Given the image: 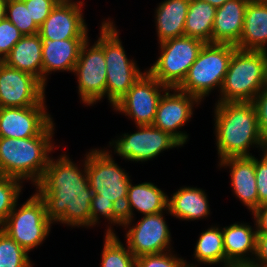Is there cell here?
<instances>
[{
	"label": "cell",
	"mask_w": 267,
	"mask_h": 267,
	"mask_svg": "<svg viewBox=\"0 0 267 267\" xmlns=\"http://www.w3.org/2000/svg\"><path fill=\"white\" fill-rule=\"evenodd\" d=\"M84 172V173H83ZM36 193L45 204L47 217L71 227H91V200L93 191L89 187L86 172L78 169L66 155L49 160L44 174L35 185Z\"/></svg>",
	"instance_id": "obj_1"
},
{
	"label": "cell",
	"mask_w": 267,
	"mask_h": 267,
	"mask_svg": "<svg viewBox=\"0 0 267 267\" xmlns=\"http://www.w3.org/2000/svg\"><path fill=\"white\" fill-rule=\"evenodd\" d=\"M215 134L218 157H251L250 146L265 150L267 143L260 134L256 109L252 102H216Z\"/></svg>",
	"instance_id": "obj_2"
},
{
	"label": "cell",
	"mask_w": 267,
	"mask_h": 267,
	"mask_svg": "<svg viewBox=\"0 0 267 267\" xmlns=\"http://www.w3.org/2000/svg\"><path fill=\"white\" fill-rule=\"evenodd\" d=\"M54 123L52 122L39 136L29 138L0 137V174L36 185L48 166Z\"/></svg>",
	"instance_id": "obj_3"
},
{
	"label": "cell",
	"mask_w": 267,
	"mask_h": 267,
	"mask_svg": "<svg viewBox=\"0 0 267 267\" xmlns=\"http://www.w3.org/2000/svg\"><path fill=\"white\" fill-rule=\"evenodd\" d=\"M266 51L236 49L220 90L218 102H252L262 90Z\"/></svg>",
	"instance_id": "obj_4"
},
{
	"label": "cell",
	"mask_w": 267,
	"mask_h": 267,
	"mask_svg": "<svg viewBox=\"0 0 267 267\" xmlns=\"http://www.w3.org/2000/svg\"><path fill=\"white\" fill-rule=\"evenodd\" d=\"M96 41L104 50L106 62V95L114 106L144 73L136 62L127 58L112 21H103Z\"/></svg>",
	"instance_id": "obj_5"
},
{
	"label": "cell",
	"mask_w": 267,
	"mask_h": 267,
	"mask_svg": "<svg viewBox=\"0 0 267 267\" xmlns=\"http://www.w3.org/2000/svg\"><path fill=\"white\" fill-rule=\"evenodd\" d=\"M236 49V46L231 44L205 43L185 79L177 88L197 97L200 101L215 87L221 90Z\"/></svg>",
	"instance_id": "obj_6"
},
{
	"label": "cell",
	"mask_w": 267,
	"mask_h": 267,
	"mask_svg": "<svg viewBox=\"0 0 267 267\" xmlns=\"http://www.w3.org/2000/svg\"><path fill=\"white\" fill-rule=\"evenodd\" d=\"M85 156L88 184L93 193L99 199L111 200L123 211L131 182L128 173L115 163L110 151L93 149Z\"/></svg>",
	"instance_id": "obj_7"
},
{
	"label": "cell",
	"mask_w": 267,
	"mask_h": 267,
	"mask_svg": "<svg viewBox=\"0 0 267 267\" xmlns=\"http://www.w3.org/2000/svg\"><path fill=\"white\" fill-rule=\"evenodd\" d=\"M52 223L43 200L35 193L19 209L16 202L1 229L30 252L47 238Z\"/></svg>",
	"instance_id": "obj_8"
},
{
	"label": "cell",
	"mask_w": 267,
	"mask_h": 267,
	"mask_svg": "<svg viewBox=\"0 0 267 267\" xmlns=\"http://www.w3.org/2000/svg\"><path fill=\"white\" fill-rule=\"evenodd\" d=\"M204 42L189 36L176 37L160 43L161 55L147 70L169 88H177L195 62Z\"/></svg>",
	"instance_id": "obj_9"
},
{
	"label": "cell",
	"mask_w": 267,
	"mask_h": 267,
	"mask_svg": "<svg viewBox=\"0 0 267 267\" xmlns=\"http://www.w3.org/2000/svg\"><path fill=\"white\" fill-rule=\"evenodd\" d=\"M168 88L146 71L113 108L132 118L136 125H152L159 101Z\"/></svg>",
	"instance_id": "obj_10"
},
{
	"label": "cell",
	"mask_w": 267,
	"mask_h": 267,
	"mask_svg": "<svg viewBox=\"0 0 267 267\" xmlns=\"http://www.w3.org/2000/svg\"><path fill=\"white\" fill-rule=\"evenodd\" d=\"M139 130L133 134H122L123 137L109 142L115 147L114 152L129 161L145 162L162 151L182 146L170 134L153 125H137ZM112 144V145H111Z\"/></svg>",
	"instance_id": "obj_11"
},
{
	"label": "cell",
	"mask_w": 267,
	"mask_h": 267,
	"mask_svg": "<svg viewBox=\"0 0 267 267\" xmlns=\"http://www.w3.org/2000/svg\"><path fill=\"white\" fill-rule=\"evenodd\" d=\"M83 43L74 73L78 78L79 97L87 105L96 104L106 96V62L103 48L95 42Z\"/></svg>",
	"instance_id": "obj_12"
},
{
	"label": "cell",
	"mask_w": 267,
	"mask_h": 267,
	"mask_svg": "<svg viewBox=\"0 0 267 267\" xmlns=\"http://www.w3.org/2000/svg\"><path fill=\"white\" fill-rule=\"evenodd\" d=\"M45 105V85L35 76L0 61V108Z\"/></svg>",
	"instance_id": "obj_13"
},
{
	"label": "cell",
	"mask_w": 267,
	"mask_h": 267,
	"mask_svg": "<svg viewBox=\"0 0 267 267\" xmlns=\"http://www.w3.org/2000/svg\"><path fill=\"white\" fill-rule=\"evenodd\" d=\"M170 90H174L171 94ZM201 101L178 88H168L162 95L157 110L153 126L174 137L182 146L187 142L188 135L177 129L185 125L191 118L194 104Z\"/></svg>",
	"instance_id": "obj_14"
},
{
	"label": "cell",
	"mask_w": 267,
	"mask_h": 267,
	"mask_svg": "<svg viewBox=\"0 0 267 267\" xmlns=\"http://www.w3.org/2000/svg\"><path fill=\"white\" fill-rule=\"evenodd\" d=\"M162 213L144 215L127 228V246L135 258L170 251L171 233Z\"/></svg>",
	"instance_id": "obj_15"
},
{
	"label": "cell",
	"mask_w": 267,
	"mask_h": 267,
	"mask_svg": "<svg viewBox=\"0 0 267 267\" xmlns=\"http://www.w3.org/2000/svg\"><path fill=\"white\" fill-rule=\"evenodd\" d=\"M82 1L59 2L39 27L41 38L54 40L87 39L88 28L82 13Z\"/></svg>",
	"instance_id": "obj_16"
},
{
	"label": "cell",
	"mask_w": 267,
	"mask_h": 267,
	"mask_svg": "<svg viewBox=\"0 0 267 267\" xmlns=\"http://www.w3.org/2000/svg\"><path fill=\"white\" fill-rule=\"evenodd\" d=\"M45 106L1 107L0 137L29 138L39 136L53 121Z\"/></svg>",
	"instance_id": "obj_17"
},
{
	"label": "cell",
	"mask_w": 267,
	"mask_h": 267,
	"mask_svg": "<svg viewBox=\"0 0 267 267\" xmlns=\"http://www.w3.org/2000/svg\"><path fill=\"white\" fill-rule=\"evenodd\" d=\"M247 224L234 223L222 229L225 267H249L252 264L256 254L257 230ZM249 253L254 255L251 259L247 256Z\"/></svg>",
	"instance_id": "obj_18"
},
{
	"label": "cell",
	"mask_w": 267,
	"mask_h": 267,
	"mask_svg": "<svg viewBox=\"0 0 267 267\" xmlns=\"http://www.w3.org/2000/svg\"><path fill=\"white\" fill-rule=\"evenodd\" d=\"M87 39L50 40L42 41V83L46 86L48 73L52 71L73 72L79 59L83 43Z\"/></svg>",
	"instance_id": "obj_19"
},
{
	"label": "cell",
	"mask_w": 267,
	"mask_h": 267,
	"mask_svg": "<svg viewBox=\"0 0 267 267\" xmlns=\"http://www.w3.org/2000/svg\"><path fill=\"white\" fill-rule=\"evenodd\" d=\"M219 165L231 168V186L234 194L253 213L258 208L255 157H229L220 160Z\"/></svg>",
	"instance_id": "obj_20"
},
{
	"label": "cell",
	"mask_w": 267,
	"mask_h": 267,
	"mask_svg": "<svg viewBox=\"0 0 267 267\" xmlns=\"http://www.w3.org/2000/svg\"><path fill=\"white\" fill-rule=\"evenodd\" d=\"M248 2L249 0H230L216 9L211 43L238 45Z\"/></svg>",
	"instance_id": "obj_21"
},
{
	"label": "cell",
	"mask_w": 267,
	"mask_h": 267,
	"mask_svg": "<svg viewBox=\"0 0 267 267\" xmlns=\"http://www.w3.org/2000/svg\"><path fill=\"white\" fill-rule=\"evenodd\" d=\"M168 196L153 183L144 182L138 185L129 183L127 192V201L123 208L124 224L127 228L133 221V209L138 212L149 215L161 213L167 210Z\"/></svg>",
	"instance_id": "obj_22"
},
{
	"label": "cell",
	"mask_w": 267,
	"mask_h": 267,
	"mask_svg": "<svg viewBox=\"0 0 267 267\" xmlns=\"http://www.w3.org/2000/svg\"><path fill=\"white\" fill-rule=\"evenodd\" d=\"M267 0H249L237 49L266 51Z\"/></svg>",
	"instance_id": "obj_23"
},
{
	"label": "cell",
	"mask_w": 267,
	"mask_h": 267,
	"mask_svg": "<svg viewBox=\"0 0 267 267\" xmlns=\"http://www.w3.org/2000/svg\"><path fill=\"white\" fill-rule=\"evenodd\" d=\"M3 62L20 71L32 74L42 82V41L40 35L23 36Z\"/></svg>",
	"instance_id": "obj_24"
},
{
	"label": "cell",
	"mask_w": 267,
	"mask_h": 267,
	"mask_svg": "<svg viewBox=\"0 0 267 267\" xmlns=\"http://www.w3.org/2000/svg\"><path fill=\"white\" fill-rule=\"evenodd\" d=\"M170 215L180 220H198L210 215L208 198L200 188L181 187L167 203Z\"/></svg>",
	"instance_id": "obj_25"
},
{
	"label": "cell",
	"mask_w": 267,
	"mask_h": 267,
	"mask_svg": "<svg viewBox=\"0 0 267 267\" xmlns=\"http://www.w3.org/2000/svg\"><path fill=\"white\" fill-rule=\"evenodd\" d=\"M190 0H164L156 9L158 43L184 36Z\"/></svg>",
	"instance_id": "obj_26"
},
{
	"label": "cell",
	"mask_w": 267,
	"mask_h": 267,
	"mask_svg": "<svg viewBox=\"0 0 267 267\" xmlns=\"http://www.w3.org/2000/svg\"><path fill=\"white\" fill-rule=\"evenodd\" d=\"M216 9L204 1L190 0L184 27L185 36L211 43Z\"/></svg>",
	"instance_id": "obj_27"
},
{
	"label": "cell",
	"mask_w": 267,
	"mask_h": 267,
	"mask_svg": "<svg viewBox=\"0 0 267 267\" xmlns=\"http://www.w3.org/2000/svg\"><path fill=\"white\" fill-rule=\"evenodd\" d=\"M194 257L198 263L211 265L222 262L225 267L222 229L213 226L202 232L195 246Z\"/></svg>",
	"instance_id": "obj_28"
},
{
	"label": "cell",
	"mask_w": 267,
	"mask_h": 267,
	"mask_svg": "<svg viewBox=\"0 0 267 267\" xmlns=\"http://www.w3.org/2000/svg\"><path fill=\"white\" fill-rule=\"evenodd\" d=\"M111 228L110 226L105 233L101 267H135L136 258L128 246L124 247Z\"/></svg>",
	"instance_id": "obj_29"
},
{
	"label": "cell",
	"mask_w": 267,
	"mask_h": 267,
	"mask_svg": "<svg viewBox=\"0 0 267 267\" xmlns=\"http://www.w3.org/2000/svg\"><path fill=\"white\" fill-rule=\"evenodd\" d=\"M0 267H32L26 252L0 228Z\"/></svg>",
	"instance_id": "obj_30"
},
{
	"label": "cell",
	"mask_w": 267,
	"mask_h": 267,
	"mask_svg": "<svg viewBox=\"0 0 267 267\" xmlns=\"http://www.w3.org/2000/svg\"><path fill=\"white\" fill-rule=\"evenodd\" d=\"M22 182L20 179L0 174V228L18 202Z\"/></svg>",
	"instance_id": "obj_31"
},
{
	"label": "cell",
	"mask_w": 267,
	"mask_h": 267,
	"mask_svg": "<svg viewBox=\"0 0 267 267\" xmlns=\"http://www.w3.org/2000/svg\"><path fill=\"white\" fill-rule=\"evenodd\" d=\"M5 17L25 36L39 33L23 0H7Z\"/></svg>",
	"instance_id": "obj_32"
},
{
	"label": "cell",
	"mask_w": 267,
	"mask_h": 267,
	"mask_svg": "<svg viewBox=\"0 0 267 267\" xmlns=\"http://www.w3.org/2000/svg\"><path fill=\"white\" fill-rule=\"evenodd\" d=\"M108 219L112 224L123 226L124 217L122 210L111 200L99 199V195L94 194L91 200V227L96 225L100 216Z\"/></svg>",
	"instance_id": "obj_33"
},
{
	"label": "cell",
	"mask_w": 267,
	"mask_h": 267,
	"mask_svg": "<svg viewBox=\"0 0 267 267\" xmlns=\"http://www.w3.org/2000/svg\"><path fill=\"white\" fill-rule=\"evenodd\" d=\"M172 251L143 255L136 258L135 267H196L186 260L174 256Z\"/></svg>",
	"instance_id": "obj_34"
},
{
	"label": "cell",
	"mask_w": 267,
	"mask_h": 267,
	"mask_svg": "<svg viewBox=\"0 0 267 267\" xmlns=\"http://www.w3.org/2000/svg\"><path fill=\"white\" fill-rule=\"evenodd\" d=\"M24 35L5 17L0 21V61H3Z\"/></svg>",
	"instance_id": "obj_35"
},
{
	"label": "cell",
	"mask_w": 267,
	"mask_h": 267,
	"mask_svg": "<svg viewBox=\"0 0 267 267\" xmlns=\"http://www.w3.org/2000/svg\"><path fill=\"white\" fill-rule=\"evenodd\" d=\"M25 6L29 9L30 17L35 24L40 27L51 10L59 3L57 0H23Z\"/></svg>",
	"instance_id": "obj_36"
},
{
	"label": "cell",
	"mask_w": 267,
	"mask_h": 267,
	"mask_svg": "<svg viewBox=\"0 0 267 267\" xmlns=\"http://www.w3.org/2000/svg\"><path fill=\"white\" fill-rule=\"evenodd\" d=\"M261 160L255 157V177L258 192V207L267 204V148L262 150Z\"/></svg>",
	"instance_id": "obj_37"
},
{
	"label": "cell",
	"mask_w": 267,
	"mask_h": 267,
	"mask_svg": "<svg viewBox=\"0 0 267 267\" xmlns=\"http://www.w3.org/2000/svg\"><path fill=\"white\" fill-rule=\"evenodd\" d=\"M252 103L256 109L260 134L267 143V91H260Z\"/></svg>",
	"instance_id": "obj_38"
},
{
	"label": "cell",
	"mask_w": 267,
	"mask_h": 267,
	"mask_svg": "<svg viewBox=\"0 0 267 267\" xmlns=\"http://www.w3.org/2000/svg\"><path fill=\"white\" fill-rule=\"evenodd\" d=\"M249 267H267V233H257L256 254Z\"/></svg>",
	"instance_id": "obj_39"
},
{
	"label": "cell",
	"mask_w": 267,
	"mask_h": 267,
	"mask_svg": "<svg viewBox=\"0 0 267 267\" xmlns=\"http://www.w3.org/2000/svg\"><path fill=\"white\" fill-rule=\"evenodd\" d=\"M252 214L257 233H267V204L260 205Z\"/></svg>",
	"instance_id": "obj_40"
},
{
	"label": "cell",
	"mask_w": 267,
	"mask_h": 267,
	"mask_svg": "<svg viewBox=\"0 0 267 267\" xmlns=\"http://www.w3.org/2000/svg\"><path fill=\"white\" fill-rule=\"evenodd\" d=\"M200 1H204L206 3L211 4L212 6L218 8L221 7L222 5H224L227 1L230 0H200Z\"/></svg>",
	"instance_id": "obj_41"
},
{
	"label": "cell",
	"mask_w": 267,
	"mask_h": 267,
	"mask_svg": "<svg viewBox=\"0 0 267 267\" xmlns=\"http://www.w3.org/2000/svg\"><path fill=\"white\" fill-rule=\"evenodd\" d=\"M7 0H0V21L5 18Z\"/></svg>",
	"instance_id": "obj_42"
},
{
	"label": "cell",
	"mask_w": 267,
	"mask_h": 267,
	"mask_svg": "<svg viewBox=\"0 0 267 267\" xmlns=\"http://www.w3.org/2000/svg\"><path fill=\"white\" fill-rule=\"evenodd\" d=\"M261 91H267V63L264 71V79H263V85Z\"/></svg>",
	"instance_id": "obj_43"
}]
</instances>
